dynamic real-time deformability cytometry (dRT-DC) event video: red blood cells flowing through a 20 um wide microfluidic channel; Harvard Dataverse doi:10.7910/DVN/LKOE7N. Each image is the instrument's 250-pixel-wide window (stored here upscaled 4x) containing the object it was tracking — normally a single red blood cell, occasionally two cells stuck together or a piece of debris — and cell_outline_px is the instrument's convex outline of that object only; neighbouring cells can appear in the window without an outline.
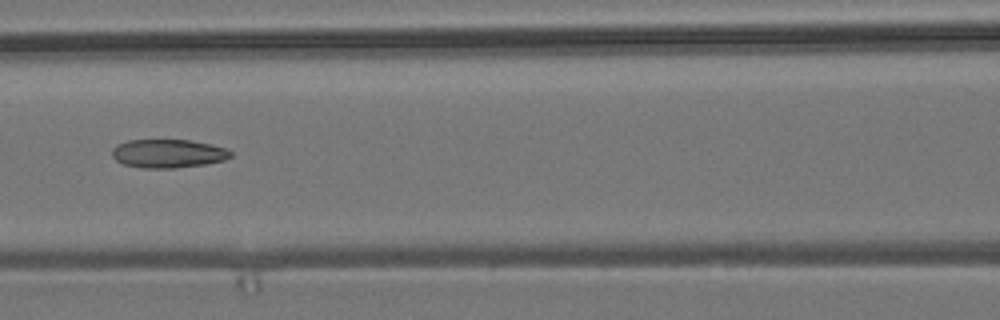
{"species": "common noctule bat (a hibernating species)", "species_latin": "Nyctalus noctula", "temperature_condition": "room temperature", "stored_images_in_passage": 8, "camera_frame_rate_fps": 3000, "um_per_image_px": 0.085, "animal": {"sex": "male", "body_mass_g": 19.2, "forearm_length_mm": 51.8}, "frame": {"image": 1, "passage_image": 7, "time_ms": 2.0, "image_size_px": [1000, 320], "cell_outline_px": [[232, 156], [224, 160], [204, 164], [176, 168], [140, 168], [124, 164], [116, 160], [112, 156], [112, 148], [116, 144], [128, 140], [192, 140], [228, 148], [232, 152]], "centroid_in_image_um": [14.29, 13.04], "position_along_channel_um": 152.3, "area_um2": 19.88}}
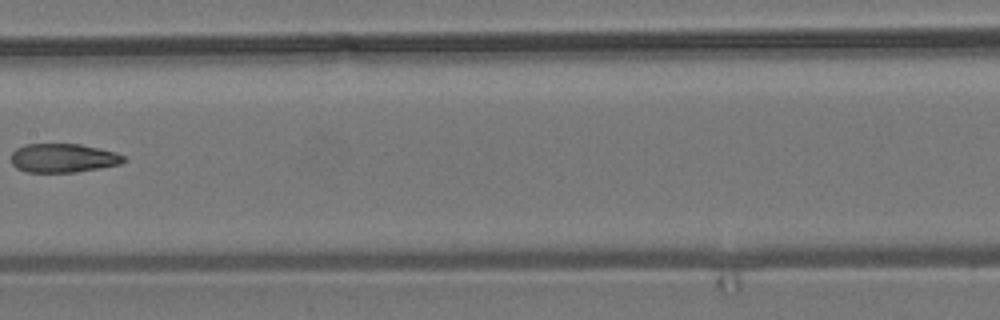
{"frame": {"image": 2, "passage_image": 8, "time_ms": 2.333, "image_size_px": [1000, 320], "cell_outline_px": [[128, 160], [120, 164], [100, 168], [76, 172], [28, 172], [16, 168], [12, 164], [12, 152], [16, 148], [24, 144], [80, 144], [100, 148], [116, 152], [124, 156]], "centroid_in_image_um": [5.39, 13.43], "position_along_channel_um": 202.0, "area_um2": 19.07}}